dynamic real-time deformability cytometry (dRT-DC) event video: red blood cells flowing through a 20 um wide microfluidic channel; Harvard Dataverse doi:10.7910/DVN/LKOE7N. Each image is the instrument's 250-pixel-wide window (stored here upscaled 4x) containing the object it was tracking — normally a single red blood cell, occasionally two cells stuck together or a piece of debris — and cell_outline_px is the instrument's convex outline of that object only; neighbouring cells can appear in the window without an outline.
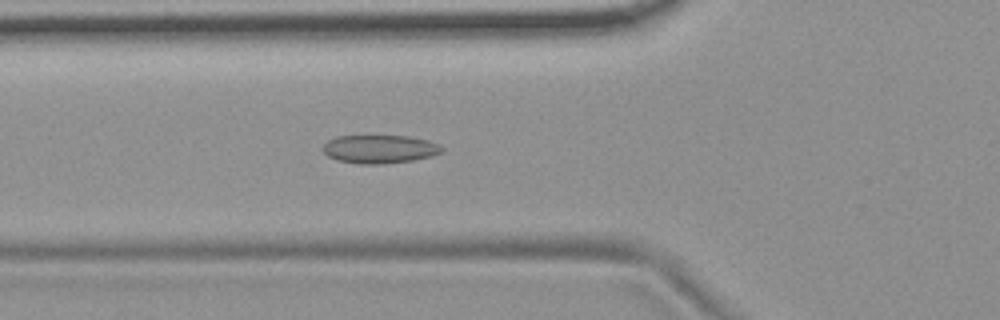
{"species": "common noctule bat (a hibernating species)", "species_latin": "Nyctalus noctula", "temperature_condition": "room temperature", "stored_images_in_passage": 54, "camera_frame_rate_fps": 3000, "um_per_image_px": 0.085, "animal": {"sex": "female", "body_mass_g": 19.9}, "frame": {"image": 1, "passage_image": 19, "time_ms": 6.0, "image_size_px": [1000, 320], "cell_outline_px": [[444, 148], [440, 152], [432, 156], [412, 160], [384, 164], [360, 164], [336, 160], [328, 156], [324, 152], [324, 144], [328, 140], [336, 136], [408, 136], [428, 140], [440, 144]], "centroid_in_image_um": [32.28, 12.67], "position_along_channel_um": 93.5, "area_um2": 19.65}}
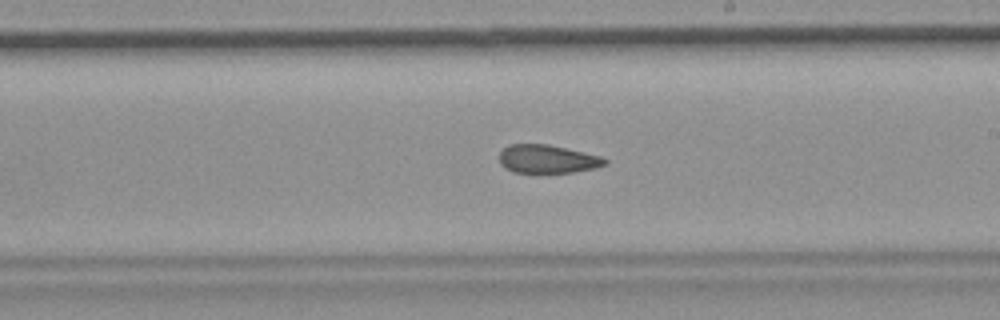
{"frame": {"image": 2, "passage_image": 31, "time_ms": 10.0, "image_size_px": [1000, 320], "cell_outline_px": [[608, 164], [596, 168], [572, 172], [512, 172], [504, 168], [500, 164], [500, 152], [508, 144], [548, 144], [584, 152], [600, 156], [608, 160]], "centroid_in_image_um": [46.53, 13.51], "position_along_channel_um": 242.5, "area_um2": 17.46}}
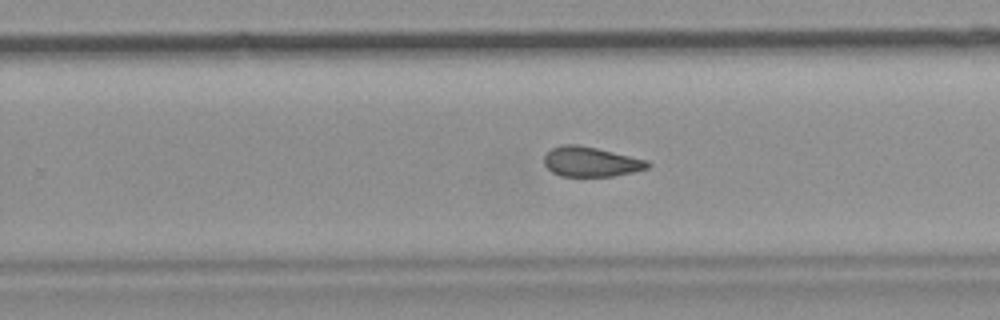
{"frame": {"image": 3, "passage_image": 34, "time_ms": 11.0, "image_size_px": [1000, 320], "cell_outline_px": [[652, 164], [648, 168], [632, 172], [612, 176], [560, 176], [552, 172], [544, 164], [544, 156], [552, 148], [564, 144], [580, 144], [648, 160]], "centroid_in_image_um": [50.23, 13.74], "position_along_channel_um": 279.6, "area_um2": 18.03}, "authors_computed_cell_mechanics": {"area_um2": 19.1896, "velocity_mm_per_s": 3.7341, "shape_relaxation_time_tau1_ms": null, "shape_relaxation_time_tau2_ms": 3.4463, "deformation_change_tau1": null, "deformation_change_tau2": 0.0904}}